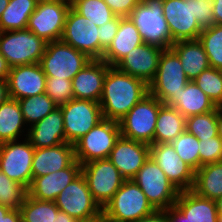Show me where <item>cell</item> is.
Returning <instances> with one entry per match:
<instances>
[{
    "instance_id": "cell-1",
    "label": "cell",
    "mask_w": 222,
    "mask_h": 222,
    "mask_svg": "<svg viewBox=\"0 0 222 222\" xmlns=\"http://www.w3.org/2000/svg\"><path fill=\"white\" fill-rule=\"evenodd\" d=\"M148 94L149 85L146 82L110 66L99 102L103 118L119 122Z\"/></svg>"
},
{
    "instance_id": "cell-2",
    "label": "cell",
    "mask_w": 222,
    "mask_h": 222,
    "mask_svg": "<svg viewBox=\"0 0 222 222\" xmlns=\"http://www.w3.org/2000/svg\"><path fill=\"white\" fill-rule=\"evenodd\" d=\"M154 211L141 188L134 181L125 180L102 209V216L112 222H135Z\"/></svg>"
},
{
    "instance_id": "cell-3",
    "label": "cell",
    "mask_w": 222,
    "mask_h": 222,
    "mask_svg": "<svg viewBox=\"0 0 222 222\" xmlns=\"http://www.w3.org/2000/svg\"><path fill=\"white\" fill-rule=\"evenodd\" d=\"M163 103L150 93L139 101L120 121L121 136L130 140L154 144L159 108Z\"/></svg>"
},
{
    "instance_id": "cell-4",
    "label": "cell",
    "mask_w": 222,
    "mask_h": 222,
    "mask_svg": "<svg viewBox=\"0 0 222 222\" xmlns=\"http://www.w3.org/2000/svg\"><path fill=\"white\" fill-rule=\"evenodd\" d=\"M46 44L27 29L0 32V53L11 68L40 63Z\"/></svg>"
},
{
    "instance_id": "cell-5",
    "label": "cell",
    "mask_w": 222,
    "mask_h": 222,
    "mask_svg": "<svg viewBox=\"0 0 222 222\" xmlns=\"http://www.w3.org/2000/svg\"><path fill=\"white\" fill-rule=\"evenodd\" d=\"M92 59L62 40L48 42L40 65L46 77L72 80Z\"/></svg>"
},
{
    "instance_id": "cell-6",
    "label": "cell",
    "mask_w": 222,
    "mask_h": 222,
    "mask_svg": "<svg viewBox=\"0 0 222 222\" xmlns=\"http://www.w3.org/2000/svg\"><path fill=\"white\" fill-rule=\"evenodd\" d=\"M132 181L141 188L155 210H167L173 207L180 193L151 157Z\"/></svg>"
},
{
    "instance_id": "cell-7",
    "label": "cell",
    "mask_w": 222,
    "mask_h": 222,
    "mask_svg": "<svg viewBox=\"0 0 222 222\" xmlns=\"http://www.w3.org/2000/svg\"><path fill=\"white\" fill-rule=\"evenodd\" d=\"M188 82L178 55L171 48L164 49L149 93L168 106Z\"/></svg>"
},
{
    "instance_id": "cell-8",
    "label": "cell",
    "mask_w": 222,
    "mask_h": 222,
    "mask_svg": "<svg viewBox=\"0 0 222 222\" xmlns=\"http://www.w3.org/2000/svg\"><path fill=\"white\" fill-rule=\"evenodd\" d=\"M120 136L119 122L103 119L74 143L75 159L82 165L108 158Z\"/></svg>"
},
{
    "instance_id": "cell-9",
    "label": "cell",
    "mask_w": 222,
    "mask_h": 222,
    "mask_svg": "<svg viewBox=\"0 0 222 222\" xmlns=\"http://www.w3.org/2000/svg\"><path fill=\"white\" fill-rule=\"evenodd\" d=\"M129 18L139 29L145 43L164 49L170 48L173 44L159 0H142Z\"/></svg>"
},
{
    "instance_id": "cell-10",
    "label": "cell",
    "mask_w": 222,
    "mask_h": 222,
    "mask_svg": "<svg viewBox=\"0 0 222 222\" xmlns=\"http://www.w3.org/2000/svg\"><path fill=\"white\" fill-rule=\"evenodd\" d=\"M55 204L60 211L79 222L92 221L102 216V208L94 200L82 173L60 192Z\"/></svg>"
},
{
    "instance_id": "cell-11",
    "label": "cell",
    "mask_w": 222,
    "mask_h": 222,
    "mask_svg": "<svg viewBox=\"0 0 222 222\" xmlns=\"http://www.w3.org/2000/svg\"><path fill=\"white\" fill-rule=\"evenodd\" d=\"M81 173L87 182L94 200L102 209L125 181L108 158L82 164Z\"/></svg>"
},
{
    "instance_id": "cell-12",
    "label": "cell",
    "mask_w": 222,
    "mask_h": 222,
    "mask_svg": "<svg viewBox=\"0 0 222 222\" xmlns=\"http://www.w3.org/2000/svg\"><path fill=\"white\" fill-rule=\"evenodd\" d=\"M63 114L66 143L74 144L102 121V109L92 100L72 99L59 106Z\"/></svg>"
},
{
    "instance_id": "cell-13",
    "label": "cell",
    "mask_w": 222,
    "mask_h": 222,
    "mask_svg": "<svg viewBox=\"0 0 222 222\" xmlns=\"http://www.w3.org/2000/svg\"><path fill=\"white\" fill-rule=\"evenodd\" d=\"M0 144V170L11 180L29 189L32 183V161L35 148L27 136Z\"/></svg>"
},
{
    "instance_id": "cell-14",
    "label": "cell",
    "mask_w": 222,
    "mask_h": 222,
    "mask_svg": "<svg viewBox=\"0 0 222 222\" xmlns=\"http://www.w3.org/2000/svg\"><path fill=\"white\" fill-rule=\"evenodd\" d=\"M70 8V1L37 4L26 29L47 43L61 40Z\"/></svg>"
},
{
    "instance_id": "cell-15",
    "label": "cell",
    "mask_w": 222,
    "mask_h": 222,
    "mask_svg": "<svg viewBox=\"0 0 222 222\" xmlns=\"http://www.w3.org/2000/svg\"><path fill=\"white\" fill-rule=\"evenodd\" d=\"M99 27L80 15L72 6L69 9L61 40L92 60H99Z\"/></svg>"
},
{
    "instance_id": "cell-16",
    "label": "cell",
    "mask_w": 222,
    "mask_h": 222,
    "mask_svg": "<svg viewBox=\"0 0 222 222\" xmlns=\"http://www.w3.org/2000/svg\"><path fill=\"white\" fill-rule=\"evenodd\" d=\"M150 157L179 191L193 188L195 171L181 160L171 143L151 144Z\"/></svg>"
},
{
    "instance_id": "cell-17",
    "label": "cell",
    "mask_w": 222,
    "mask_h": 222,
    "mask_svg": "<svg viewBox=\"0 0 222 222\" xmlns=\"http://www.w3.org/2000/svg\"><path fill=\"white\" fill-rule=\"evenodd\" d=\"M172 42L198 40L202 28L192 15L191 0H159Z\"/></svg>"
},
{
    "instance_id": "cell-18",
    "label": "cell",
    "mask_w": 222,
    "mask_h": 222,
    "mask_svg": "<svg viewBox=\"0 0 222 222\" xmlns=\"http://www.w3.org/2000/svg\"><path fill=\"white\" fill-rule=\"evenodd\" d=\"M163 50L160 46L144 42L126 54L115 67L149 85L156 76Z\"/></svg>"
},
{
    "instance_id": "cell-19",
    "label": "cell",
    "mask_w": 222,
    "mask_h": 222,
    "mask_svg": "<svg viewBox=\"0 0 222 222\" xmlns=\"http://www.w3.org/2000/svg\"><path fill=\"white\" fill-rule=\"evenodd\" d=\"M150 157V145L120 136L108 159L125 180H132Z\"/></svg>"
},
{
    "instance_id": "cell-20",
    "label": "cell",
    "mask_w": 222,
    "mask_h": 222,
    "mask_svg": "<svg viewBox=\"0 0 222 222\" xmlns=\"http://www.w3.org/2000/svg\"><path fill=\"white\" fill-rule=\"evenodd\" d=\"M46 80L39 63L12 67L7 78L10 98L20 100L44 94Z\"/></svg>"
},
{
    "instance_id": "cell-21",
    "label": "cell",
    "mask_w": 222,
    "mask_h": 222,
    "mask_svg": "<svg viewBox=\"0 0 222 222\" xmlns=\"http://www.w3.org/2000/svg\"><path fill=\"white\" fill-rule=\"evenodd\" d=\"M109 67L110 65L103 60H91L85 65L72 79L74 98L99 103Z\"/></svg>"
},
{
    "instance_id": "cell-22",
    "label": "cell",
    "mask_w": 222,
    "mask_h": 222,
    "mask_svg": "<svg viewBox=\"0 0 222 222\" xmlns=\"http://www.w3.org/2000/svg\"><path fill=\"white\" fill-rule=\"evenodd\" d=\"M80 174L81 164L75 160L63 170L35 177L28 189V195L38 200L55 201L60 192Z\"/></svg>"
},
{
    "instance_id": "cell-23",
    "label": "cell",
    "mask_w": 222,
    "mask_h": 222,
    "mask_svg": "<svg viewBox=\"0 0 222 222\" xmlns=\"http://www.w3.org/2000/svg\"><path fill=\"white\" fill-rule=\"evenodd\" d=\"M74 144L62 143L53 147L35 148L32 161V180L69 167L75 161Z\"/></svg>"
},
{
    "instance_id": "cell-24",
    "label": "cell",
    "mask_w": 222,
    "mask_h": 222,
    "mask_svg": "<svg viewBox=\"0 0 222 222\" xmlns=\"http://www.w3.org/2000/svg\"><path fill=\"white\" fill-rule=\"evenodd\" d=\"M27 130L26 136L34 148L53 147L66 142L60 107L55 108Z\"/></svg>"
},
{
    "instance_id": "cell-25",
    "label": "cell",
    "mask_w": 222,
    "mask_h": 222,
    "mask_svg": "<svg viewBox=\"0 0 222 222\" xmlns=\"http://www.w3.org/2000/svg\"><path fill=\"white\" fill-rule=\"evenodd\" d=\"M143 43V37L132 20L129 17H120L117 34L101 60L110 66H115L133 48Z\"/></svg>"
},
{
    "instance_id": "cell-26",
    "label": "cell",
    "mask_w": 222,
    "mask_h": 222,
    "mask_svg": "<svg viewBox=\"0 0 222 222\" xmlns=\"http://www.w3.org/2000/svg\"><path fill=\"white\" fill-rule=\"evenodd\" d=\"M174 206L187 217L188 222H219L216 202L192 189L180 191Z\"/></svg>"
},
{
    "instance_id": "cell-27",
    "label": "cell",
    "mask_w": 222,
    "mask_h": 222,
    "mask_svg": "<svg viewBox=\"0 0 222 222\" xmlns=\"http://www.w3.org/2000/svg\"><path fill=\"white\" fill-rule=\"evenodd\" d=\"M170 48L178 55L189 81L210 67L208 56L199 40L177 41Z\"/></svg>"
},
{
    "instance_id": "cell-28",
    "label": "cell",
    "mask_w": 222,
    "mask_h": 222,
    "mask_svg": "<svg viewBox=\"0 0 222 222\" xmlns=\"http://www.w3.org/2000/svg\"><path fill=\"white\" fill-rule=\"evenodd\" d=\"M168 106L177 109L185 118L209 113L217 107L194 81H189Z\"/></svg>"
},
{
    "instance_id": "cell-29",
    "label": "cell",
    "mask_w": 222,
    "mask_h": 222,
    "mask_svg": "<svg viewBox=\"0 0 222 222\" xmlns=\"http://www.w3.org/2000/svg\"><path fill=\"white\" fill-rule=\"evenodd\" d=\"M186 118L177 109L163 104L159 108L154 143H171L185 131Z\"/></svg>"
},
{
    "instance_id": "cell-30",
    "label": "cell",
    "mask_w": 222,
    "mask_h": 222,
    "mask_svg": "<svg viewBox=\"0 0 222 222\" xmlns=\"http://www.w3.org/2000/svg\"><path fill=\"white\" fill-rule=\"evenodd\" d=\"M198 195L216 201L222 196V161L201 166L192 188Z\"/></svg>"
},
{
    "instance_id": "cell-31",
    "label": "cell",
    "mask_w": 222,
    "mask_h": 222,
    "mask_svg": "<svg viewBox=\"0 0 222 222\" xmlns=\"http://www.w3.org/2000/svg\"><path fill=\"white\" fill-rule=\"evenodd\" d=\"M23 114L17 99L9 98L0 105V144L19 140L18 137L24 133L25 126Z\"/></svg>"
},
{
    "instance_id": "cell-32",
    "label": "cell",
    "mask_w": 222,
    "mask_h": 222,
    "mask_svg": "<svg viewBox=\"0 0 222 222\" xmlns=\"http://www.w3.org/2000/svg\"><path fill=\"white\" fill-rule=\"evenodd\" d=\"M37 4L36 0H9L0 18V32L26 29Z\"/></svg>"
},
{
    "instance_id": "cell-33",
    "label": "cell",
    "mask_w": 222,
    "mask_h": 222,
    "mask_svg": "<svg viewBox=\"0 0 222 222\" xmlns=\"http://www.w3.org/2000/svg\"><path fill=\"white\" fill-rule=\"evenodd\" d=\"M19 210L23 222H55L59 211L55 201L38 200L29 195Z\"/></svg>"
},
{
    "instance_id": "cell-34",
    "label": "cell",
    "mask_w": 222,
    "mask_h": 222,
    "mask_svg": "<svg viewBox=\"0 0 222 222\" xmlns=\"http://www.w3.org/2000/svg\"><path fill=\"white\" fill-rule=\"evenodd\" d=\"M18 102L21 107L23 119L29 127L42 120L58 107L46 93L22 98Z\"/></svg>"
},
{
    "instance_id": "cell-35",
    "label": "cell",
    "mask_w": 222,
    "mask_h": 222,
    "mask_svg": "<svg viewBox=\"0 0 222 222\" xmlns=\"http://www.w3.org/2000/svg\"><path fill=\"white\" fill-rule=\"evenodd\" d=\"M198 40L208 56L210 67L222 71V24L204 28Z\"/></svg>"
},
{
    "instance_id": "cell-36",
    "label": "cell",
    "mask_w": 222,
    "mask_h": 222,
    "mask_svg": "<svg viewBox=\"0 0 222 222\" xmlns=\"http://www.w3.org/2000/svg\"><path fill=\"white\" fill-rule=\"evenodd\" d=\"M71 6L98 27L116 16L104 0H74Z\"/></svg>"
},
{
    "instance_id": "cell-37",
    "label": "cell",
    "mask_w": 222,
    "mask_h": 222,
    "mask_svg": "<svg viewBox=\"0 0 222 222\" xmlns=\"http://www.w3.org/2000/svg\"><path fill=\"white\" fill-rule=\"evenodd\" d=\"M185 130L197 139H207L217 136V107L209 113L187 117Z\"/></svg>"
},
{
    "instance_id": "cell-38",
    "label": "cell",
    "mask_w": 222,
    "mask_h": 222,
    "mask_svg": "<svg viewBox=\"0 0 222 222\" xmlns=\"http://www.w3.org/2000/svg\"><path fill=\"white\" fill-rule=\"evenodd\" d=\"M199 140L186 130L171 142L182 161L195 172L200 168Z\"/></svg>"
},
{
    "instance_id": "cell-39",
    "label": "cell",
    "mask_w": 222,
    "mask_h": 222,
    "mask_svg": "<svg viewBox=\"0 0 222 222\" xmlns=\"http://www.w3.org/2000/svg\"><path fill=\"white\" fill-rule=\"evenodd\" d=\"M28 195V189L9 179L0 170V204L11 209H20Z\"/></svg>"
},
{
    "instance_id": "cell-40",
    "label": "cell",
    "mask_w": 222,
    "mask_h": 222,
    "mask_svg": "<svg viewBox=\"0 0 222 222\" xmlns=\"http://www.w3.org/2000/svg\"><path fill=\"white\" fill-rule=\"evenodd\" d=\"M196 85L214 102L222 105V71L213 67L205 69L193 80Z\"/></svg>"
},
{
    "instance_id": "cell-41",
    "label": "cell",
    "mask_w": 222,
    "mask_h": 222,
    "mask_svg": "<svg viewBox=\"0 0 222 222\" xmlns=\"http://www.w3.org/2000/svg\"><path fill=\"white\" fill-rule=\"evenodd\" d=\"M45 93L59 107L74 99L72 80L47 77Z\"/></svg>"
},
{
    "instance_id": "cell-42",
    "label": "cell",
    "mask_w": 222,
    "mask_h": 222,
    "mask_svg": "<svg viewBox=\"0 0 222 222\" xmlns=\"http://www.w3.org/2000/svg\"><path fill=\"white\" fill-rule=\"evenodd\" d=\"M200 167L222 161V139L217 135L207 139H198Z\"/></svg>"
},
{
    "instance_id": "cell-43",
    "label": "cell",
    "mask_w": 222,
    "mask_h": 222,
    "mask_svg": "<svg viewBox=\"0 0 222 222\" xmlns=\"http://www.w3.org/2000/svg\"><path fill=\"white\" fill-rule=\"evenodd\" d=\"M213 4L214 0H191L192 15L202 29L215 24Z\"/></svg>"
},
{
    "instance_id": "cell-44",
    "label": "cell",
    "mask_w": 222,
    "mask_h": 222,
    "mask_svg": "<svg viewBox=\"0 0 222 222\" xmlns=\"http://www.w3.org/2000/svg\"><path fill=\"white\" fill-rule=\"evenodd\" d=\"M120 16H115L112 20L99 27V60L102 59L104 52L111 45L113 38L119 28Z\"/></svg>"
},
{
    "instance_id": "cell-45",
    "label": "cell",
    "mask_w": 222,
    "mask_h": 222,
    "mask_svg": "<svg viewBox=\"0 0 222 222\" xmlns=\"http://www.w3.org/2000/svg\"><path fill=\"white\" fill-rule=\"evenodd\" d=\"M142 0H104L116 16L129 17Z\"/></svg>"
},
{
    "instance_id": "cell-46",
    "label": "cell",
    "mask_w": 222,
    "mask_h": 222,
    "mask_svg": "<svg viewBox=\"0 0 222 222\" xmlns=\"http://www.w3.org/2000/svg\"><path fill=\"white\" fill-rule=\"evenodd\" d=\"M135 222H167V210H155L150 215H147Z\"/></svg>"
},
{
    "instance_id": "cell-47",
    "label": "cell",
    "mask_w": 222,
    "mask_h": 222,
    "mask_svg": "<svg viewBox=\"0 0 222 222\" xmlns=\"http://www.w3.org/2000/svg\"><path fill=\"white\" fill-rule=\"evenodd\" d=\"M167 222H188L185 217L175 206L167 209Z\"/></svg>"
},
{
    "instance_id": "cell-48",
    "label": "cell",
    "mask_w": 222,
    "mask_h": 222,
    "mask_svg": "<svg viewBox=\"0 0 222 222\" xmlns=\"http://www.w3.org/2000/svg\"><path fill=\"white\" fill-rule=\"evenodd\" d=\"M21 213L19 209H10L7 214L1 218L0 222H20Z\"/></svg>"
},
{
    "instance_id": "cell-49",
    "label": "cell",
    "mask_w": 222,
    "mask_h": 222,
    "mask_svg": "<svg viewBox=\"0 0 222 222\" xmlns=\"http://www.w3.org/2000/svg\"><path fill=\"white\" fill-rule=\"evenodd\" d=\"M213 16L215 24H222V0H214Z\"/></svg>"
},
{
    "instance_id": "cell-50",
    "label": "cell",
    "mask_w": 222,
    "mask_h": 222,
    "mask_svg": "<svg viewBox=\"0 0 222 222\" xmlns=\"http://www.w3.org/2000/svg\"><path fill=\"white\" fill-rule=\"evenodd\" d=\"M10 70V65L5 57L0 53V79L7 80Z\"/></svg>"
},
{
    "instance_id": "cell-51",
    "label": "cell",
    "mask_w": 222,
    "mask_h": 222,
    "mask_svg": "<svg viewBox=\"0 0 222 222\" xmlns=\"http://www.w3.org/2000/svg\"><path fill=\"white\" fill-rule=\"evenodd\" d=\"M10 98L8 83L5 79H0V105Z\"/></svg>"
},
{
    "instance_id": "cell-52",
    "label": "cell",
    "mask_w": 222,
    "mask_h": 222,
    "mask_svg": "<svg viewBox=\"0 0 222 222\" xmlns=\"http://www.w3.org/2000/svg\"><path fill=\"white\" fill-rule=\"evenodd\" d=\"M55 222H79V221L69 216L65 212L59 210L56 215Z\"/></svg>"
},
{
    "instance_id": "cell-53",
    "label": "cell",
    "mask_w": 222,
    "mask_h": 222,
    "mask_svg": "<svg viewBox=\"0 0 222 222\" xmlns=\"http://www.w3.org/2000/svg\"><path fill=\"white\" fill-rule=\"evenodd\" d=\"M218 136L222 139V105L217 106Z\"/></svg>"
},
{
    "instance_id": "cell-54",
    "label": "cell",
    "mask_w": 222,
    "mask_h": 222,
    "mask_svg": "<svg viewBox=\"0 0 222 222\" xmlns=\"http://www.w3.org/2000/svg\"><path fill=\"white\" fill-rule=\"evenodd\" d=\"M217 213L219 216H222V196L218 198L216 201Z\"/></svg>"
},
{
    "instance_id": "cell-55",
    "label": "cell",
    "mask_w": 222,
    "mask_h": 222,
    "mask_svg": "<svg viewBox=\"0 0 222 222\" xmlns=\"http://www.w3.org/2000/svg\"><path fill=\"white\" fill-rule=\"evenodd\" d=\"M10 209H11L10 207L0 204V220H1L2 217H4L7 214V212Z\"/></svg>"
},
{
    "instance_id": "cell-56",
    "label": "cell",
    "mask_w": 222,
    "mask_h": 222,
    "mask_svg": "<svg viewBox=\"0 0 222 222\" xmlns=\"http://www.w3.org/2000/svg\"><path fill=\"white\" fill-rule=\"evenodd\" d=\"M9 0H0V18L2 16L3 11L8 6Z\"/></svg>"
},
{
    "instance_id": "cell-57",
    "label": "cell",
    "mask_w": 222,
    "mask_h": 222,
    "mask_svg": "<svg viewBox=\"0 0 222 222\" xmlns=\"http://www.w3.org/2000/svg\"><path fill=\"white\" fill-rule=\"evenodd\" d=\"M38 4L40 3H54V2H62V1H69V0H36Z\"/></svg>"
},
{
    "instance_id": "cell-58",
    "label": "cell",
    "mask_w": 222,
    "mask_h": 222,
    "mask_svg": "<svg viewBox=\"0 0 222 222\" xmlns=\"http://www.w3.org/2000/svg\"><path fill=\"white\" fill-rule=\"evenodd\" d=\"M100 222H112V221H110V220L106 219L105 217L101 216L100 217Z\"/></svg>"
},
{
    "instance_id": "cell-59",
    "label": "cell",
    "mask_w": 222,
    "mask_h": 222,
    "mask_svg": "<svg viewBox=\"0 0 222 222\" xmlns=\"http://www.w3.org/2000/svg\"><path fill=\"white\" fill-rule=\"evenodd\" d=\"M88 222H100V218H99V219L92 220V221H88Z\"/></svg>"
},
{
    "instance_id": "cell-60",
    "label": "cell",
    "mask_w": 222,
    "mask_h": 222,
    "mask_svg": "<svg viewBox=\"0 0 222 222\" xmlns=\"http://www.w3.org/2000/svg\"><path fill=\"white\" fill-rule=\"evenodd\" d=\"M219 222H222V216H219Z\"/></svg>"
}]
</instances>
